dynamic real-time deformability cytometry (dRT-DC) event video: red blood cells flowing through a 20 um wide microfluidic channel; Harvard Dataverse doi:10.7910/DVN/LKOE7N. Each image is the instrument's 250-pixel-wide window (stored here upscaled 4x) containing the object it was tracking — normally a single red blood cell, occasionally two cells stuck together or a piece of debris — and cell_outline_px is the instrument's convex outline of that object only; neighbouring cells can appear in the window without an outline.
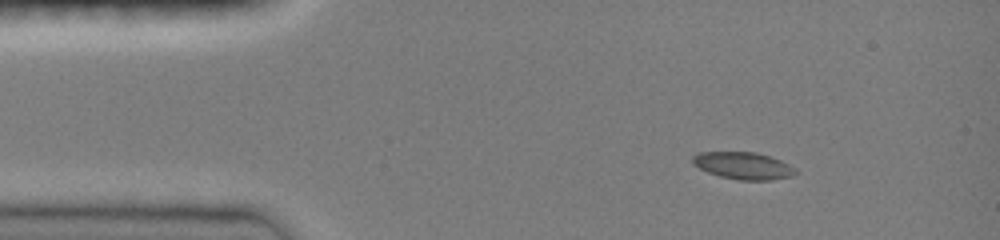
{"species": "common noctule bat (a hibernating species)", "species_latin": "Nyctalus noctula", "temperature_condition": "room temperature", "stored_images_in_passage": 42, "camera_frame_rate_fps": 3000, "um_per_image_px": 0.085, "animal": {"sex": "female", "body_mass_g": 19.0, "forearm_length_mm": 51.5}, "frame": {"image": 1, "passage_image": 1, "time_ms": 0.0, "image_size_px": [1000, 240], "cell_outline_px": [[796, 172], [792, 176], [772, 180], [740, 180], [720, 176], [708, 172], [692, 164], [692, 156], [696, 152], [756, 152], [780, 160], [796, 168]], "centroid_in_image_um": [63.16, 14.08], "position_along_channel_um": 21.8, "area_um2": 16.24}}
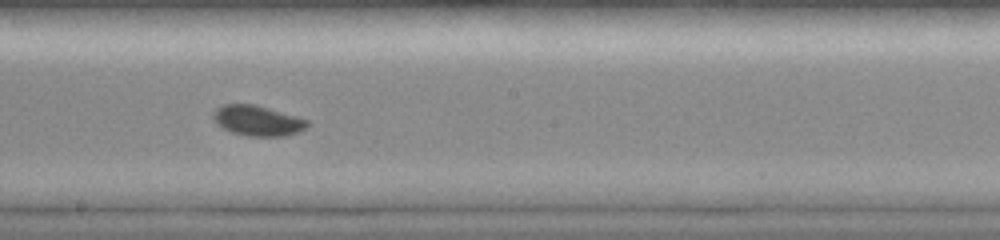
{"frame": {"image": 2, "passage_image": 21, "time_ms": 6.667, "image_size_px": [1000, 240], "cell_outline_px": [[308, 124], [304, 128], [296, 132], [284, 136], [248, 136], [232, 132], [216, 124], [212, 116], [212, 112], [216, 108], [224, 104], [256, 104], [296, 116], [308, 120]], "centroid_in_image_um": [21.84, 10.24], "position_along_channel_um": 226.4, "area_um2": 16.53}}
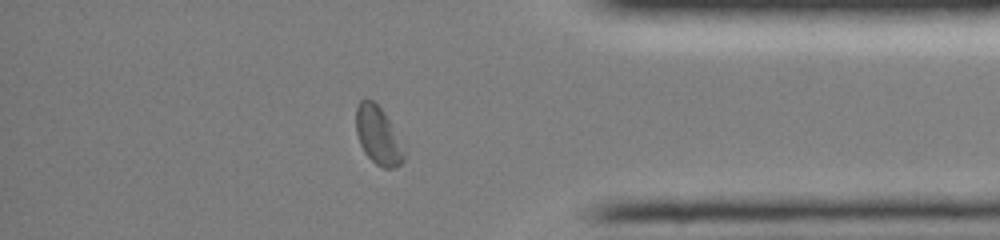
{"frame": {"image": 3, "passage_image": 36, "time_ms": 11.333, "image_size_px": [1000, 240], "cell_outline_px": [[404, 160], [396, 168], [384, 168], [376, 164], [364, 152], [360, 144], [356, 132], [356, 108], [360, 100], [364, 96], [372, 100], [384, 112], [404, 152]], "centroid_in_image_um": [32.09, 11.5], "position_along_channel_um": 403.1, "area_um2": 15.84}, "authors_computed_cell_mechanics": {"area_um2": 16.3863, "velocity_mm_per_s": 3.9918, "shape_relaxation_time_tau1_ms": 2.7396, "shape_relaxation_time_tau2_ms": null, "deformation_change_tau1": 0.1035, "deformation_change_tau2": null}}